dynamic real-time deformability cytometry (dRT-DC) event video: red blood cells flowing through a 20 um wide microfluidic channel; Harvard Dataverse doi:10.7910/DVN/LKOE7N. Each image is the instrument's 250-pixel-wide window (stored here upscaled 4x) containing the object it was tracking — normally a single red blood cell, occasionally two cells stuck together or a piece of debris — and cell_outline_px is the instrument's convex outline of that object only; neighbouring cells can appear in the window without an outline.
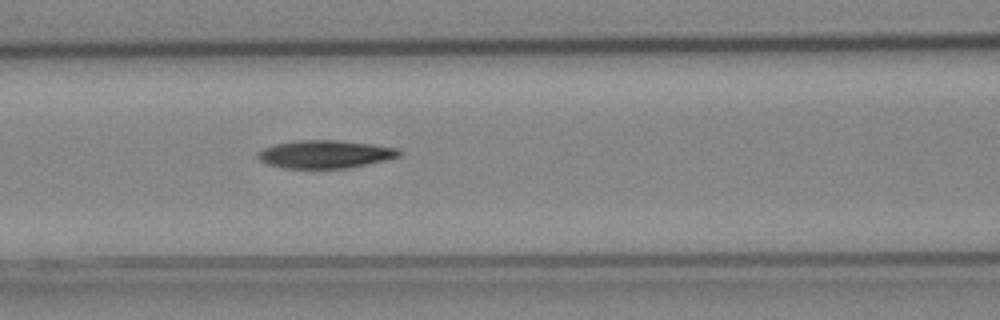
{"species": "Egyptian fruit bat (a non-hibernating species)", "species_latin": "Rousettus aegyptiacus", "temperature_condition": "cold", "stored_images_in_passage": 7, "segment_of_instrument_passage": [1, 2], "camera_frame_rate_fps": 3000, "um_per_image_px": 0.085, "animal": {"sex": "female"}, "frame": {"image": 1, "passage_image": 6, "time_ms": 1.667, "image_size_px": [1000, 320], "cell_outline_px": [[404, 152], [400, 156], [368, 164], [348, 168], [284, 168], [268, 164], [260, 160], [256, 156], [256, 152], [272, 144], [296, 140], [340, 140], [372, 144], [400, 148]], "centroid_in_image_um": [27.64, 13.09], "position_along_channel_um": 139.0, "area_um2": 23.29}}